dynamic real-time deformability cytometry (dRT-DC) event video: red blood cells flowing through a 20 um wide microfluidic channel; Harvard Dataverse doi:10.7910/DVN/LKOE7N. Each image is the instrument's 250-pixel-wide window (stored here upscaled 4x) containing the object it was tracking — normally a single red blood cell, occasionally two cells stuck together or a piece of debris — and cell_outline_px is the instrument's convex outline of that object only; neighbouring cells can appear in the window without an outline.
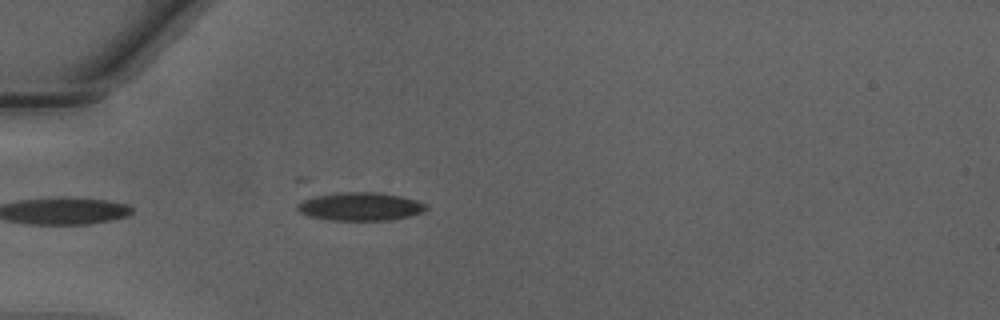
{"species": "Egyptian fruit bat (a non-hibernating species)", "species_latin": "Rousettus aegyptiacus", "temperature_condition": "warm", "stored_images_in_passage": 9, "camera_frame_rate_fps": 3000, "um_per_image_px": 0.085, "animal": {"sex": "male"}, "frame": {"image": 1, "passage_image": 3, "time_ms": 0.667, "image_size_px": [1000, 320], "cell_outline_px": [[428, 208], [424, 212], [392, 220], [328, 220], [308, 216], [300, 212], [296, 208], [296, 204], [304, 200], [316, 196], [340, 192], [380, 192], [400, 196], [416, 200], [424, 204]], "centroid_in_image_um": [30.62, 17.56], "position_along_channel_um": 54.4, "area_um2": 21.15}}
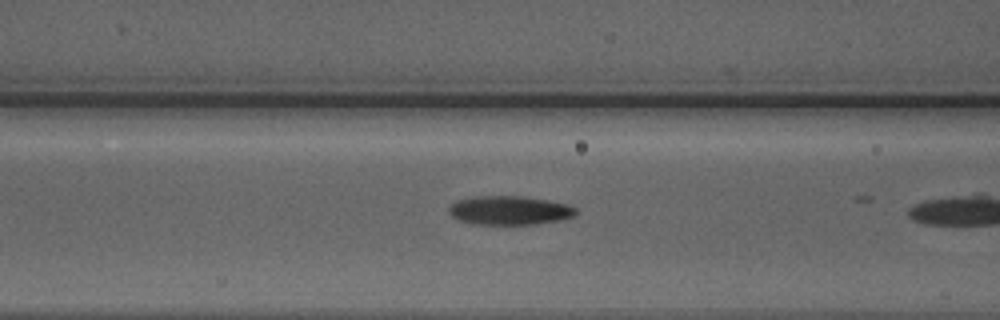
{"frame": {"image": 2, "passage_image": 6, "time_ms": 1.667, "image_size_px": [1000, 320], "cell_outline_px": [[580, 212], [572, 216], [560, 220], [532, 224], [472, 224], [460, 220], [452, 216], [448, 212], [448, 208], [456, 200], [472, 196], [520, 196], [568, 204], [576, 208]], "centroid_in_image_um": [43.28, 17.88], "position_along_channel_um": 123.3, "area_um2": 21.33}}